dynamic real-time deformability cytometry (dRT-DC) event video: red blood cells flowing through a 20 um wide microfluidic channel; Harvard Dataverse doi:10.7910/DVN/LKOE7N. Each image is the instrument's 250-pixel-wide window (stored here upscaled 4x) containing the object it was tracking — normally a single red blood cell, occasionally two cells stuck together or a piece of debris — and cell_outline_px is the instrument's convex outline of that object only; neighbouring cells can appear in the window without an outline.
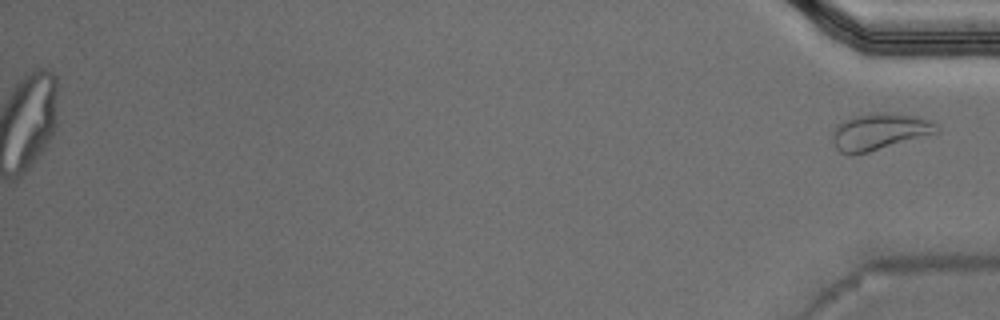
{"species": "Egyptian fruit bat (a non-hibernating species)", "species_latin": "Rousettus aegyptiacus", "temperature_condition": "warm", "stored_images_in_passage": 52, "segment_of_instrument_passage": [2, 2], "camera_frame_rate_fps": 3000, "um_per_image_px": 0.085, "animal": {"sex": "male"}, "frame": {"image": 1, "passage_image": 52, "time_ms": 17.0, "image_size_px": [1000, 320], "cell_outline_px": [[940, 132], [868, 152], [852, 156], [848, 156], [840, 152], [836, 148], [832, 140], [832, 132], [836, 124], [852, 116], [876, 112], [888, 112], [924, 116], [936, 120], [940, 128]], "centroid_in_image_um": [74.8, 11.17], "position_along_channel_um": 360.4, "area_um2": 23.06}}